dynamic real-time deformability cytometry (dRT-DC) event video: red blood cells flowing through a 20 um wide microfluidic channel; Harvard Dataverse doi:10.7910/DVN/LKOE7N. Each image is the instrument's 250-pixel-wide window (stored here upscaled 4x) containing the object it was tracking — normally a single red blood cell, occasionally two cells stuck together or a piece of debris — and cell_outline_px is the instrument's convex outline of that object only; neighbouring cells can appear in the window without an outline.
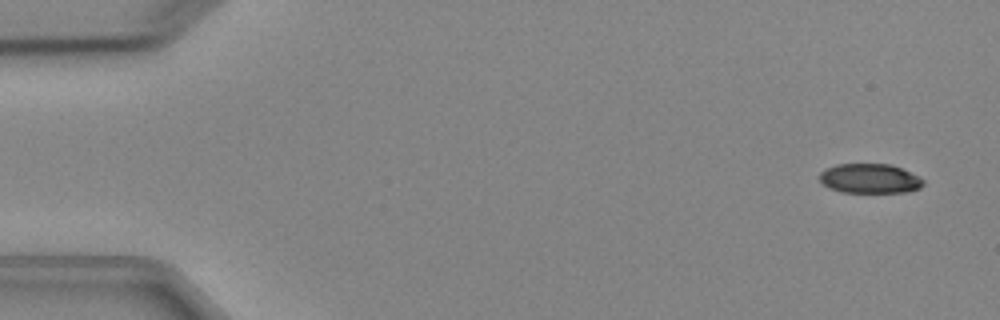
{"species": "Egyptian fruit bat (a non-hibernating species)", "species_latin": "Rousettus aegyptiacus", "temperature_condition": "cold", "stored_images_in_passage": 4, "camera_frame_rate_fps": 3000, "um_per_image_px": 0.085, "animal": {"sex": "female"}, "frame": {"image": 1, "passage_image": 1, "time_ms": 0.0, "image_size_px": [1000, 320], "cell_outline_px": [[924, 184], [920, 188], [908, 192], [840, 192], [828, 188], [820, 180], [820, 172], [836, 164], [892, 164], [924, 180]], "centroid_in_image_um": [73.92, 15.18], "position_along_channel_um": 11.1, "area_um2": 17.74}}
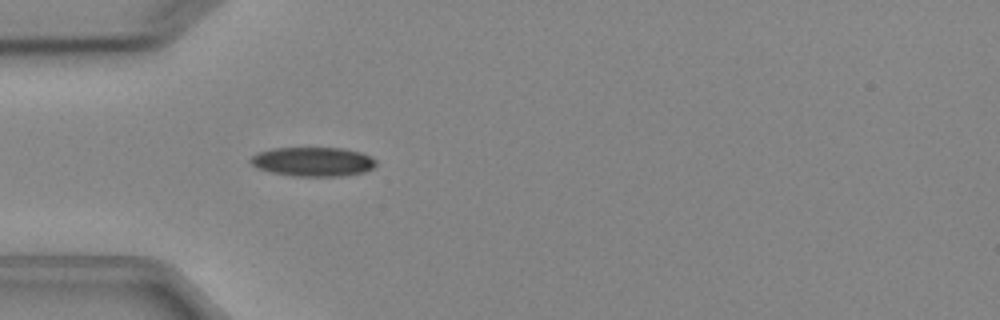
{"frame": {"image": 2, "passage_image": 4, "time_ms": 4.333, "image_size_px": [1000, 320], "cell_outline_px": [[376, 164], [372, 168], [364, 172], [344, 176], [292, 176], [272, 172], [260, 168], [252, 164], [248, 160], [252, 156], [260, 152], [272, 148], [344, 148], [360, 152], [376, 160]], "centroid_in_image_um": [26.62, 13.74], "position_along_channel_um": 58.4, "area_um2": 21.21}}